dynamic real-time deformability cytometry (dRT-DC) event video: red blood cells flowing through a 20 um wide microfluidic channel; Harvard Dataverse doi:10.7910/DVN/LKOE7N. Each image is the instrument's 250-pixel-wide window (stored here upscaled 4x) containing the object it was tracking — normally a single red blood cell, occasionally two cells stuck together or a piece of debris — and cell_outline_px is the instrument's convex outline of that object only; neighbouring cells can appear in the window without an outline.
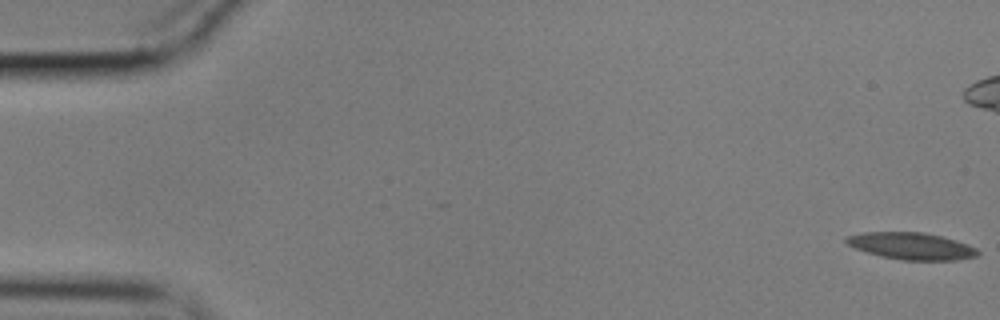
{"species": "common noctule bat (a hibernating species)", "species_latin": "Nyctalus noctula", "temperature_condition": "cold", "stored_images_in_passage": 58, "camera_frame_rate_fps": 3000, "um_per_image_px": 0.085, "animal": {"sex": "male", "body_mass_g": 17.9}, "frame": {"image": 1, "passage_image": 1, "time_ms": 0.0, "image_size_px": [1000, 320], "cell_outline_px": [[980, 252], [976, 256], [956, 260], [900, 260], [880, 256], [856, 248], [848, 244], [844, 240], [844, 236], [864, 232], [924, 232], [956, 240], [968, 244], [976, 248]], "centroid_in_image_um": [77.46, 20.91], "position_along_channel_um": 7.5, "area_um2": 20.63}}
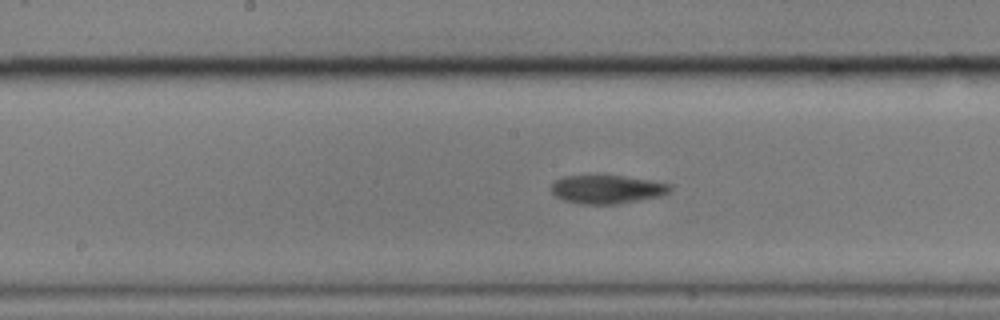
{"frame": {"image": 2, "passage_image": 29, "time_ms": 9.333, "image_size_px": [1000, 320], "cell_outline_px": [[672, 188], [668, 192], [660, 196], [616, 204], [580, 204], [564, 200], [556, 196], [552, 192], [552, 184], [556, 180], [564, 176], [620, 176], [652, 180], [672, 184]], "centroid_in_image_um": [51.62, 16.09], "position_along_channel_um": 196.6, "area_um2": 19.54}}
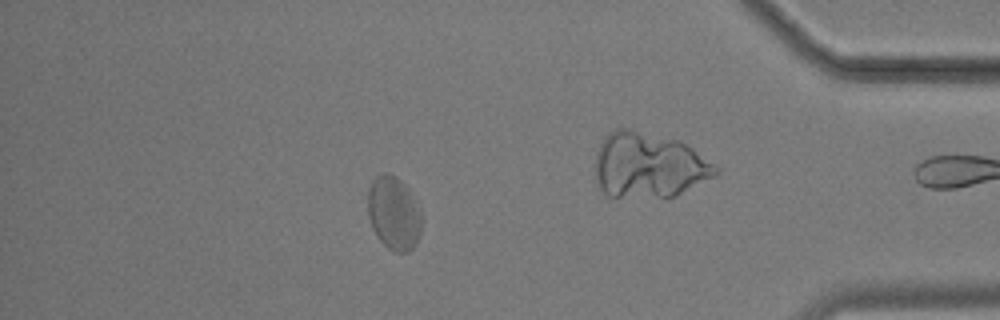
{"frame": {"image": 3, "passage_image": 50, "time_ms": 16.333, "image_size_px": [1000, 320], "cell_outline_px": [[420, 236], [416, 244], [408, 252], [396, 252], [388, 248], [376, 236], [372, 228], [368, 216], [368, 188], [372, 180], [376, 176], [384, 172], [388, 172], [396, 176], [408, 188], [420, 212]], "centroid_in_image_um": [33.44, 18.11], "position_along_channel_um": 401.8, "area_um2": 23.0}, "authors_computed_cell_mechanics": {"area_um2": 20.6924, "velocity_mm_per_s": 3.5066, "shape_relaxation_time_tau1_ms": 6.3024, "shape_relaxation_time_tau2_ms": 2.5406, "deformation_change_tau1": 0.1348, "deformation_change_tau2": 0.0649}}